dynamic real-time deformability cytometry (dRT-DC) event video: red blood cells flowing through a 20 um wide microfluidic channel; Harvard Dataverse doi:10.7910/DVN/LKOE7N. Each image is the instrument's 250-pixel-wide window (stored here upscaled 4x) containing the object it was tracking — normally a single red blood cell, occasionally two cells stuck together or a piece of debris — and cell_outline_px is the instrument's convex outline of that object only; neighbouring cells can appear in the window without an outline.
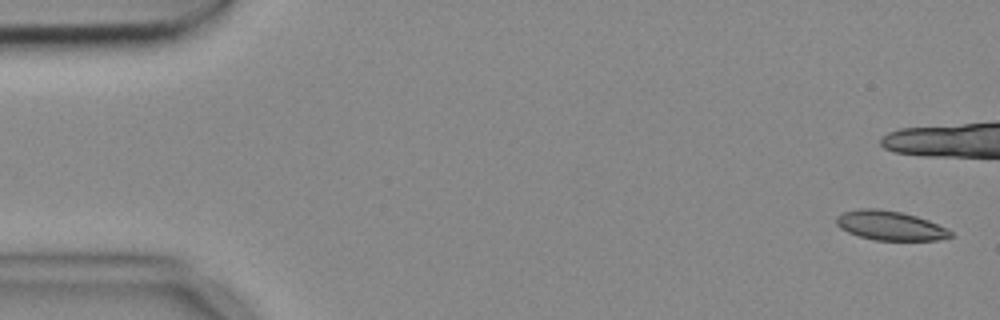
{"species": "common noctule bat (a hibernating species)", "species_latin": "Nyctalus noctula", "temperature_condition": "cold", "stored_images_in_passage": 4, "camera_frame_rate_fps": 3000, "um_per_image_px": 0.085, "animal": {"sex": "female", "body_mass_g": 18.4}, "frame": {"image": 1, "passage_image": 1, "time_ms": 0.0, "image_size_px": [1000, 320], "cell_outline_px": [[952, 236], [936, 240], [872, 240], [848, 232], [840, 228], [836, 224], [836, 216], [844, 212], [860, 208], [876, 208], [900, 212], [916, 216], [928, 220], [952, 232]], "centroid_in_image_um": [75.61, 19.17], "position_along_channel_um": 9.4, "area_um2": 19.31}}